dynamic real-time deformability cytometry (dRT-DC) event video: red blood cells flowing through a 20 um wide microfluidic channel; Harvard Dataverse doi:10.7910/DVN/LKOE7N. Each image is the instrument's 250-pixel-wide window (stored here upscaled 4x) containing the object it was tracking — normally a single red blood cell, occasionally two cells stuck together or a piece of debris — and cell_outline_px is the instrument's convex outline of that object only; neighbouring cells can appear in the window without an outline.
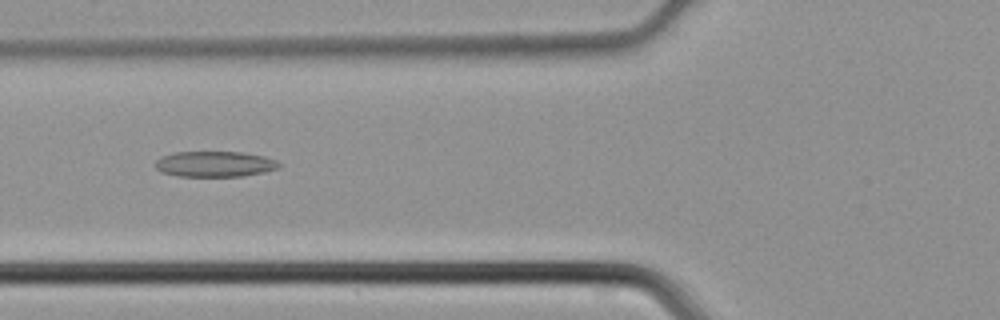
{"species": "common noctule bat (a hibernating species)", "species_latin": "Nyctalus noctula", "temperature_condition": "cold", "stored_images_in_passage": 35, "camera_frame_rate_fps": 3000, "um_per_image_px": 0.085, "animal": {"sex": "male", "body_mass_g": 21.5, "forearm_length_mm": 52.0}, "frame": {"image": 1, "passage_image": 10, "time_ms": 3.0, "image_size_px": [1000, 320], "cell_outline_px": [[280, 168], [264, 172], [244, 176], [176, 176], [160, 172], [156, 168], [156, 160], [160, 156], [176, 152], [244, 152], [264, 156], [276, 160], [280, 164]], "centroid_in_image_um": [18.25, 13.94], "position_along_channel_um": 107.5, "area_um2": 18.61}}
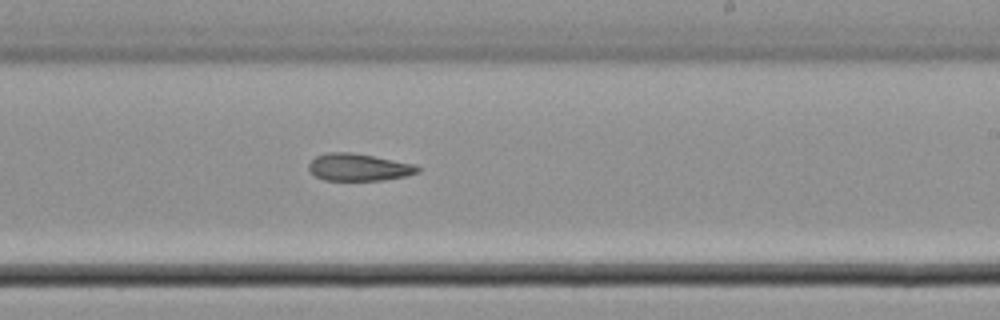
{"frame": {"image": 2, "passage_image": 20, "time_ms": 6.333, "image_size_px": [1000, 320], "cell_outline_px": [[420, 172], [404, 176], [384, 180], [324, 180], [316, 176], [308, 168], [308, 164], [316, 156], [328, 152], [352, 152], [412, 164], [420, 168]], "centroid_in_image_um": [30.46, 14.22], "position_along_channel_um": 258.5, "area_um2": 17.05}}
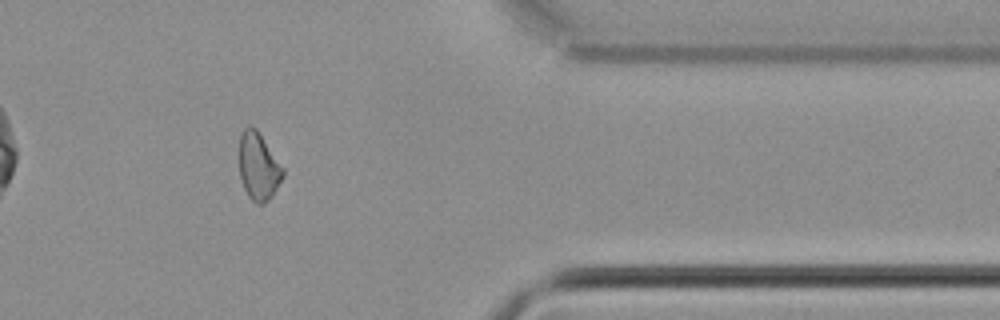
{"frame": {"image": 3, "passage_image": 30, "time_ms": 9.667, "image_size_px": [1000, 320], "cell_outline_px": [[284, 176], [272, 196], [264, 204], [256, 204], [248, 196], [244, 188], [240, 176], [240, 132], [248, 124], [252, 124], [256, 128], [284, 168]], "centroid_in_image_um": [21.97, 14.13], "position_along_channel_um": 389.4, "area_um2": 17.28}}